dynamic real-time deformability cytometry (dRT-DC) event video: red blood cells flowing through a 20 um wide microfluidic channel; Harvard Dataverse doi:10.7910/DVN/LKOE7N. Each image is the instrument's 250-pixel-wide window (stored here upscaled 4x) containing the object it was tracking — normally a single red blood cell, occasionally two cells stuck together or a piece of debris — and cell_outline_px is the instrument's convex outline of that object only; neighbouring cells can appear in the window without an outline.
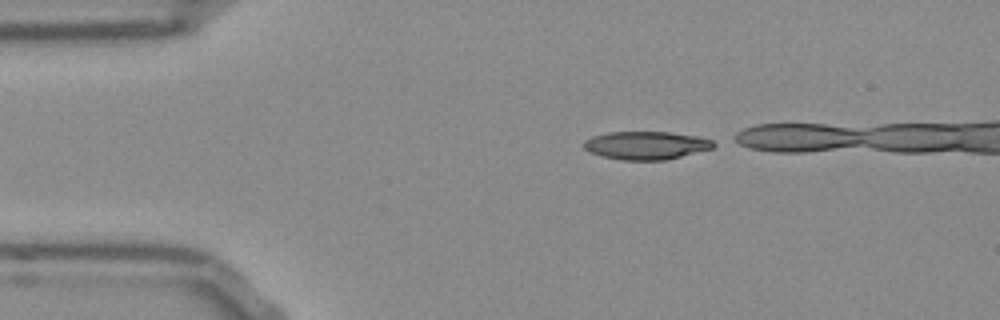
{"species": "Egyptian fruit bat (a non-hibernating species)", "species_latin": "Rousettus aegyptiacus", "temperature_condition": "room temperature", "stored_images_in_passage": 33, "camera_frame_rate_fps": 3000, "um_per_image_px": 0.085, "frame": {"image": 1, "passage_image": 1, "time_ms": 0.0, "image_size_px": [1000, 320], "cell_outline_px": [[716, 144], [712, 148], [664, 160], [620, 160], [600, 156], [588, 152], [584, 148], [584, 140], [592, 136], [608, 132], [668, 132], [696, 136], [712, 140]], "centroid_in_image_um": [54.85, 12.36], "position_along_channel_um": 30.1, "area_um2": 21.15}}